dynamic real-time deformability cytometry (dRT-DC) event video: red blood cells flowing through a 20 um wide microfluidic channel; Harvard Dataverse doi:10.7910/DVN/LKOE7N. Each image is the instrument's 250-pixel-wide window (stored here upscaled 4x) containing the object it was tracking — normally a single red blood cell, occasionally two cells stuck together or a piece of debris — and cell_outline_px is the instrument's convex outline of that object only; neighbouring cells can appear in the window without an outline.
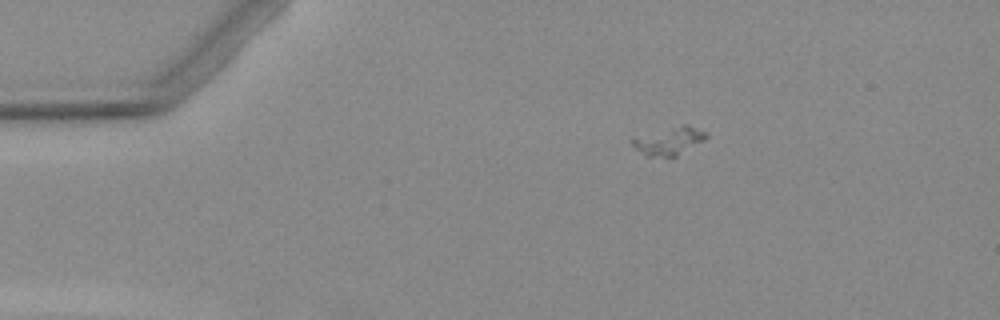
{"species": "Egyptian fruit bat (a non-hibernating species)", "species_latin": "Rousettus aegyptiacus", "temperature_condition": "warm", "stored_images_in_passage": 5, "segment_of_instrument_passage": [2, 2], "camera_frame_rate_fps": 3000, "um_per_image_px": 0.085, "animal": {"sex": "female"}, "frame": {"image": 1, "passage_image": 5, "time_ms": 5.333, "image_size_px": [1000, 320], "cell_outline_px": [[708, 136], [704, 140], [676, 156], [644, 156], [632, 144], [632, 140], [680, 124], [688, 124], [708, 132]], "centroid_in_image_um": [56.96, 11.97], "position_along_channel_um": 28.0, "area_um2": 11.56}}